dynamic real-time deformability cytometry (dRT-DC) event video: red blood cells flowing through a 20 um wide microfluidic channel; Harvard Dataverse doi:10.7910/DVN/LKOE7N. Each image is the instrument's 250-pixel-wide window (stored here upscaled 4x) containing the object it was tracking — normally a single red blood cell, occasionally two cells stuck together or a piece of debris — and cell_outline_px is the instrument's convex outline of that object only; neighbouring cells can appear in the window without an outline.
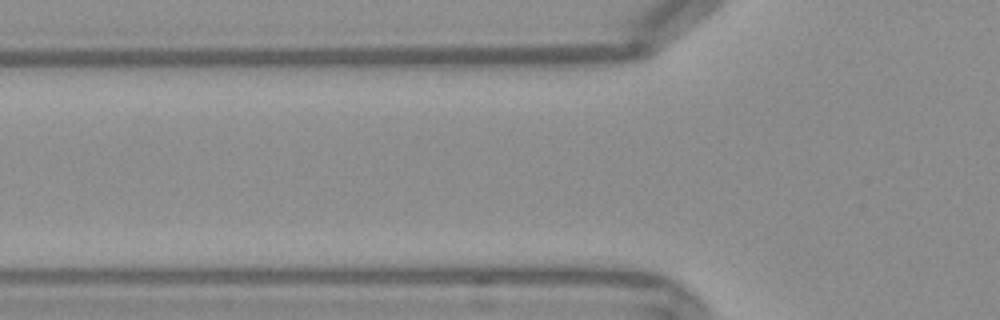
{"species": "Egyptian fruit bat (a non-hibernating species)", "species_latin": "Rousettus aegyptiacus", "temperature_condition": "warm", "stored_images_in_passage": 4, "camera_frame_rate_fps": 3000, "um_per_image_px": 0.085, "frame": {"image": 1, "passage_image": 2, "time_ms": 0.333, "image_size_px": [1000, 320], "cell_outline_px": [[656, 48], [652, 52], [564, 76], [432, 76], [404, 56], [644, 48]], "centroid_in_image_um": [44.43, 5.31], "position_along_channel_um": 81.4, "area_um2": 33.64}}